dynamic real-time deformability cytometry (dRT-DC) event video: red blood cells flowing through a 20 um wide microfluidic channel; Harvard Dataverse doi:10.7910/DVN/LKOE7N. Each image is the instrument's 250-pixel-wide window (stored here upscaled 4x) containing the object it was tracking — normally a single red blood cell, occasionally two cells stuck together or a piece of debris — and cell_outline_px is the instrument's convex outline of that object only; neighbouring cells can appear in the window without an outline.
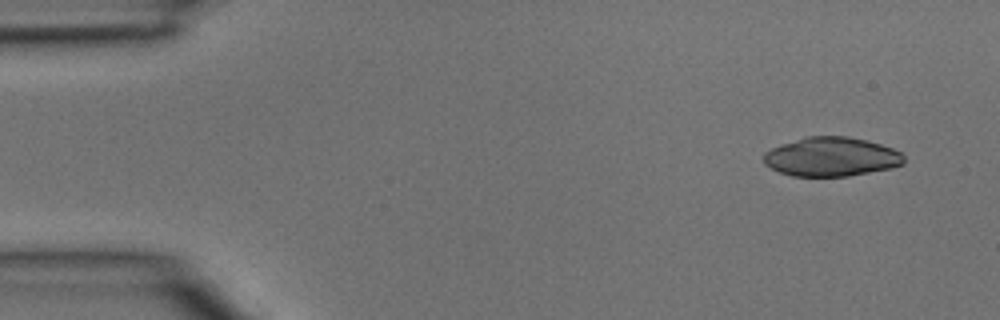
{"species": "common noctule bat (a hibernating species)", "species_latin": "Nyctalus noctula", "temperature_condition": "room temperature", "stored_images_in_passage": 3, "camera_frame_rate_fps": 3000, "um_per_image_px": 0.085, "animal": {"sex": "male", "body_mass_g": 15.6}, "frame": {"image": 1, "passage_image": 1, "time_ms": 0.0, "image_size_px": [1000, 320], "cell_outline_px": [[904, 164], [888, 168], [848, 176], [792, 176], [780, 172], [764, 164], [764, 152], [780, 144], [804, 136], [848, 136], [880, 144], [892, 148], [900, 152], [904, 156]], "centroid_in_image_um": [70.63, 13.32], "position_along_channel_um": 14.4, "area_um2": 31.85}}